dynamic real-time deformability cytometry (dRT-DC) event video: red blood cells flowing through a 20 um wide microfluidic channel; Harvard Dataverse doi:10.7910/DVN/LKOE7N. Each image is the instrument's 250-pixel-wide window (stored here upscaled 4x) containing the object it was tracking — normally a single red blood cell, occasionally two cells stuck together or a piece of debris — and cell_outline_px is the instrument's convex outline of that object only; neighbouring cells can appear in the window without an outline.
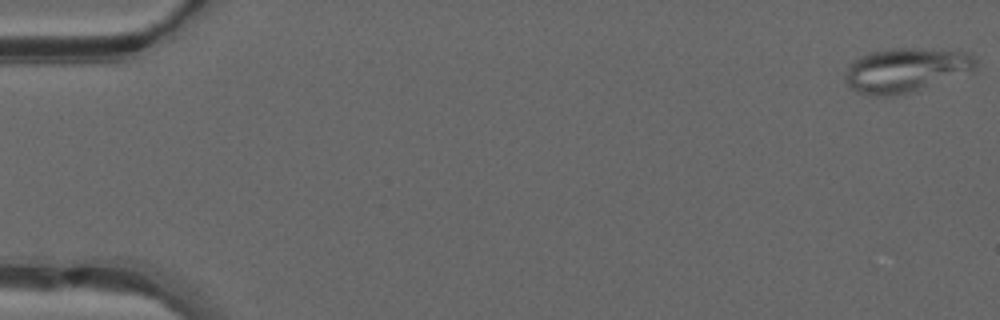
{"species": "common noctule bat (a hibernating species)", "species_latin": "Nyctalus noctula", "temperature_condition": "warm", "stored_images_in_passage": 49, "camera_frame_rate_fps": 3000, "um_per_image_px": 0.085, "animal": {"sex": "male", "forearm_length_mm": 52.5}, "frame": {"image": 1, "passage_image": 1, "time_ms": 0.0, "image_size_px": [1000, 320], "cell_outline_px": [[976, 68], [972, 72], [916, 92], [892, 96], [868, 96], [852, 88], [844, 80], [844, 76], [848, 64], [852, 60], [860, 56], [872, 52], [888, 48], [920, 48], [968, 52], [976, 60]], "centroid_in_image_um": [77.0, 5.97], "position_along_channel_um": 8.0, "area_um2": 34.33}}
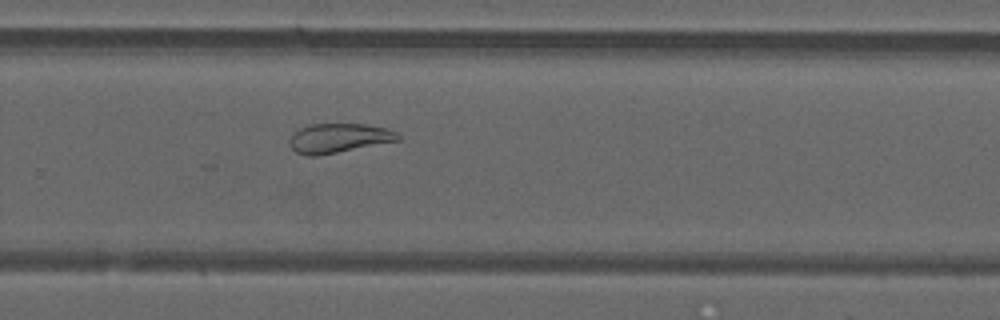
{"frame": {"image": 2, "passage_image": 33, "time_ms": 10.667, "image_size_px": [1000, 320], "cell_outline_px": [[400, 140], [320, 156], [308, 156], [296, 152], [292, 148], [292, 136], [300, 128], [308, 124], [364, 124], [388, 128], [396, 132], [400, 136]], "centroid_in_image_um": [28.84, 11.74], "position_along_channel_um": 301.0, "area_um2": 18.44}}
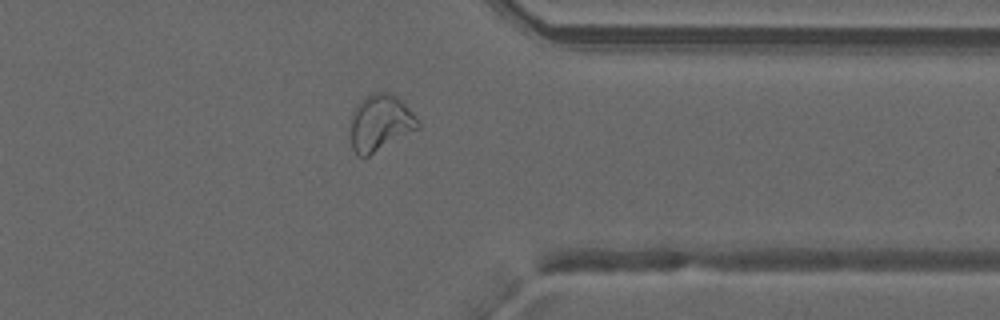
{"frame": {"image": 3, "passage_image": 39, "time_ms": 12.667, "image_size_px": [1000, 320], "cell_outline_px": [[420, 128], [368, 156], [356, 156], [352, 148], [352, 116], [356, 104], [372, 92], [392, 92], [420, 120]], "centroid_in_image_um": [32.35, 10.43], "position_along_channel_um": 379.1, "area_um2": 22.02}, "authors_computed_cell_mechanics": {"area_um2": 24.3916, "velocity_mm_per_s": 4.208, "shape_relaxation_time_tau1_ms": null, "shape_relaxation_time_tau2_ms": 3.6127, "deformation_change_tau1": null, "deformation_change_tau2": 0.0952}}